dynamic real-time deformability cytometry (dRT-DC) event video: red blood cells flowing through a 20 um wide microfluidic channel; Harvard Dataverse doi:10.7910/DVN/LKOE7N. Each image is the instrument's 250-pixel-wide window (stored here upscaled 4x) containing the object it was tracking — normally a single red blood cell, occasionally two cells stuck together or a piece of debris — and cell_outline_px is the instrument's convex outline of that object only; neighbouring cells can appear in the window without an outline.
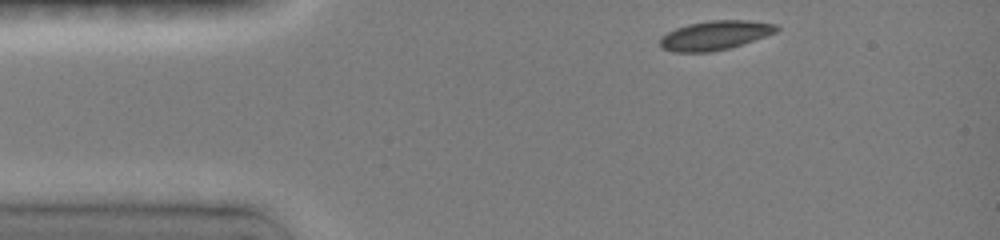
{"species": "common noctule bat (a hibernating species)", "species_latin": "Nyctalus noctula", "temperature_condition": "room temperature", "stored_images_in_passage": 36, "camera_frame_rate_fps": 3000, "um_per_image_px": 0.085, "animal": {"sex": "female", "body_mass_g": 19.0, "forearm_length_mm": 51.5}, "frame": {"image": 1, "passage_image": 1, "time_ms": 0.0, "image_size_px": [1000, 240], "cell_outline_px": [[780, 28], [776, 32], [728, 48], [708, 52], [676, 52], [664, 48], [660, 44], [660, 40], [668, 32], [676, 28], [688, 24], [712, 20], [748, 20], [776, 24]], "centroid_in_image_um": [60.79, 2.99], "position_along_channel_um": 24.2, "area_um2": 19.36}}
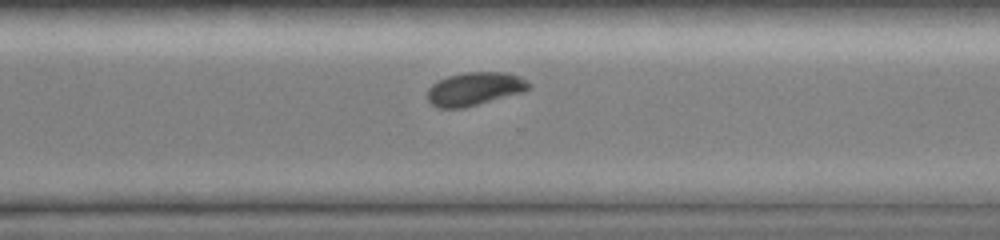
{"frame": {"image": 2, "passage_image": 28, "time_ms": 9.0, "image_size_px": [1000, 240], "cell_outline_px": [[532, 84], [524, 92], [464, 108], [440, 108], [432, 104], [428, 100], [428, 88], [432, 84], [448, 76], [464, 72], [504, 72], [520, 76]], "centroid_in_image_um": [40.36, 7.55], "position_along_channel_um": 330.2, "area_um2": 19.65}}
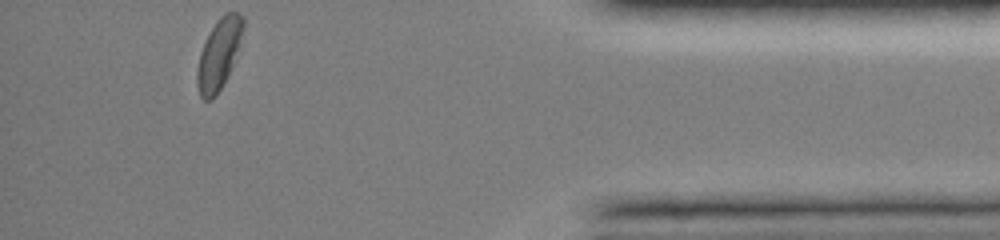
{"frame": {"image": 3, "passage_image": 36, "time_ms": 12.0, "image_size_px": [1000, 240], "cell_outline_px": [[244, 28], [228, 76], [216, 96], [212, 100], [204, 100], [200, 96], [196, 80], [196, 72], [200, 52], [216, 20], [224, 12], [236, 12], [244, 16]], "centroid_in_image_um": [18.6, 4.6], "position_along_channel_um": 416.6, "area_um2": 18.73}, "authors_computed_cell_mechanics": {"area_um2": 19.8543, "velocity_mm_per_s": 4.0242, "shape_relaxation_time_tau1_ms": 2.4479, "shape_relaxation_time_tau2_ms": null, "deformation_change_tau1": 0.1278, "deformation_change_tau2": null}}